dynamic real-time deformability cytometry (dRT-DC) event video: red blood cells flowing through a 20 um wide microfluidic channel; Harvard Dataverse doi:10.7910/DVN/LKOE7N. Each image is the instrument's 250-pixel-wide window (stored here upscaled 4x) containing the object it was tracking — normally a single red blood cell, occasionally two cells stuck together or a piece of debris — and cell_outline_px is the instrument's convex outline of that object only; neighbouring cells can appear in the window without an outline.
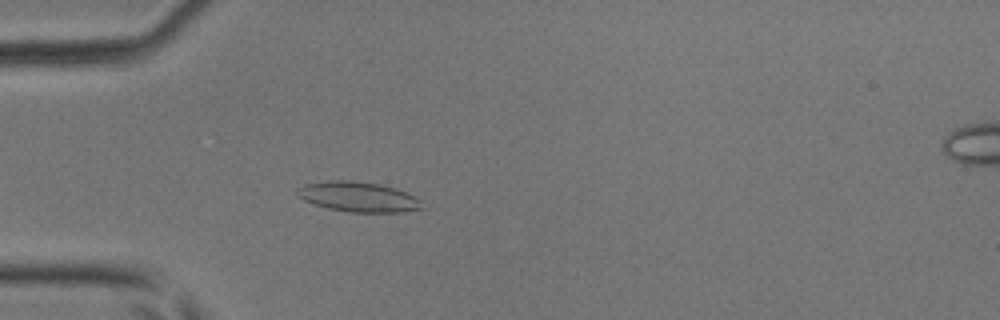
{"species": "common noctule bat (a hibernating species)", "species_latin": "Nyctalus noctula", "temperature_condition": "room temperature", "stored_images_in_passage": 14, "camera_frame_rate_fps": 3000, "um_per_image_px": 0.085, "animal": {"sex": "male", "body_mass_g": 17.9, "forearm_length_mm": 54.2}, "frame": {"image": 1, "passage_image": 4, "time_ms": 1.0, "image_size_px": [1000, 320], "cell_outline_px": [[424, 208], [404, 212], [348, 212], [328, 208], [304, 200], [296, 192], [296, 188], [304, 184], [332, 180], [348, 180], [380, 184], [396, 188], [420, 200]], "centroid_in_image_um": [30.45, 16.73], "position_along_channel_um": 54.5, "area_um2": 21.68}}
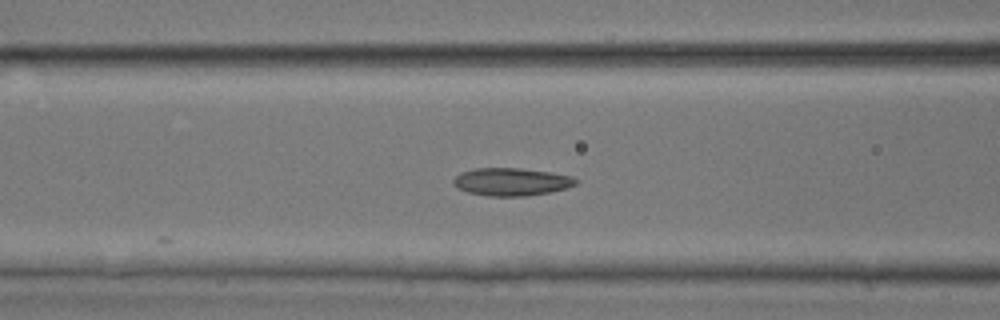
{"frame": {"image": 2, "passage_image": 9, "time_ms": 2.667, "image_size_px": [1000, 320], "cell_outline_px": [[580, 180], [576, 184], [568, 188], [528, 196], [488, 196], [468, 192], [456, 188], [452, 184], [452, 180], [460, 172], [476, 168], [520, 168], [548, 172], [572, 176]], "centroid_in_image_um": [43.45, 15.45], "position_along_channel_um": 123.1, "area_um2": 19.94}}